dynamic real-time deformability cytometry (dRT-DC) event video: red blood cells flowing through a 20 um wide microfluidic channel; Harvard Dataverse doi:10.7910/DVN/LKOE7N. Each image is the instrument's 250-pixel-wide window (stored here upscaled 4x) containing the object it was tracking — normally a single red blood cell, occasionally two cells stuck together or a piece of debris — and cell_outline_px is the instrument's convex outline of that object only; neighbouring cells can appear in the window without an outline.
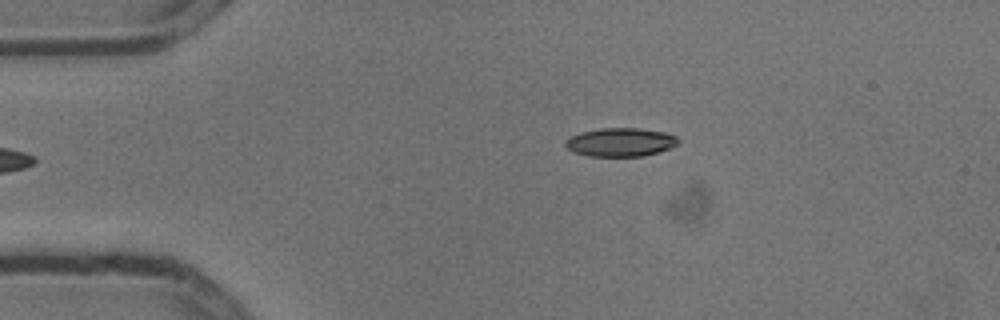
{"species": "common noctule bat (a hibernating species)", "species_latin": "Nyctalus noctula", "temperature_condition": "cold", "stored_images_in_passage": 4, "camera_frame_rate_fps": 3000, "um_per_image_px": 0.085, "animal": {"sex": "male", "body_mass_g": 13.3}, "frame": {"image": 1, "passage_image": 4, "time_ms": 1.0, "image_size_px": [1000, 320], "cell_outline_px": [[680, 140], [676, 144], [668, 148], [656, 152], [640, 156], [588, 156], [572, 152], [564, 144], [564, 140], [580, 132], [600, 128], [640, 128], [664, 132], [676, 136]], "centroid_in_image_um": [52.69, 12.08], "position_along_channel_um": 32.3, "area_um2": 18.67}}